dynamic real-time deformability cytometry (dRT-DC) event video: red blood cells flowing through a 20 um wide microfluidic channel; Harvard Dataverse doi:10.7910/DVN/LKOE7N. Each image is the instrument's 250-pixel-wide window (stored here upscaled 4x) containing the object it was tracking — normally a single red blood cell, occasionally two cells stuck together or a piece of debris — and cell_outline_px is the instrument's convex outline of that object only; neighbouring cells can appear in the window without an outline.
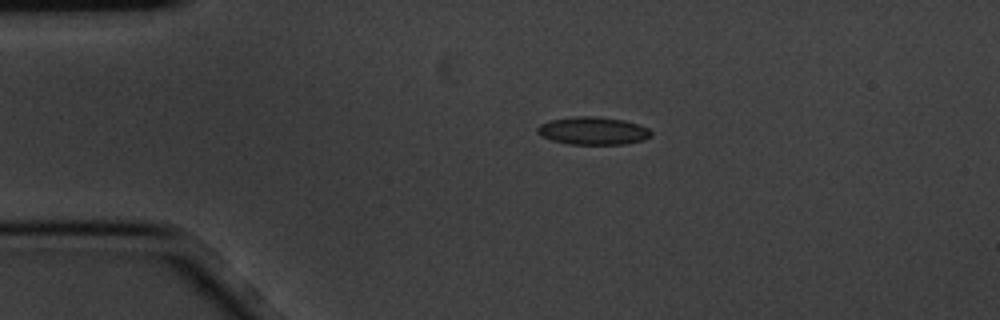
{"species": "common noctule bat (a hibernating species)", "species_latin": "Nyctalus noctula", "temperature_condition": "cold", "stored_images_in_passage": 4, "camera_frame_rate_fps": 3000, "um_per_image_px": 0.085, "animal": {"sex": "male", "body_mass_g": 20.1, "forearm_length_mm": 53.5}, "frame": {"image": 1, "passage_image": 3, "time_ms": 0.667, "image_size_px": [1000, 320], "cell_outline_px": [[652, 136], [644, 140], [624, 144], [568, 144], [552, 140], [540, 136], [536, 132], [536, 128], [540, 124], [552, 120], [576, 116], [592, 116], [624, 120], [648, 128], [652, 132]], "centroid_in_image_um": [50.39, 11.12], "position_along_channel_um": 34.6, "area_um2": 18.38}}